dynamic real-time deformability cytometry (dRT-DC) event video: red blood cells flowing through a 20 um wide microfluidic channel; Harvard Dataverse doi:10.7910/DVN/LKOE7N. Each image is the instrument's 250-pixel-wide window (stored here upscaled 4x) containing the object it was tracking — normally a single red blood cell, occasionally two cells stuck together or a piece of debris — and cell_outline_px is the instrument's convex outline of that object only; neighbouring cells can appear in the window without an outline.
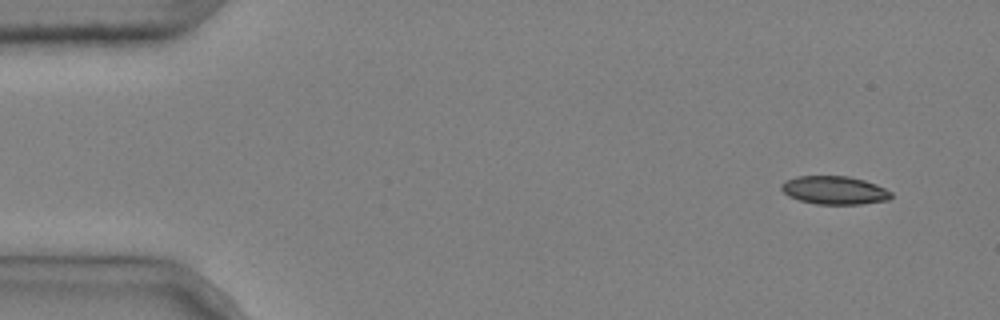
{"species": "common noctule bat (a hibernating species)", "species_latin": "Nyctalus noctula", "temperature_condition": "cold", "stored_images_in_passage": 4, "camera_frame_rate_fps": 3000, "um_per_image_px": 0.085, "animal": {"sex": "male", "body_mass_g": 20.4}, "frame": {"image": 1, "passage_image": 1, "time_ms": 0.0, "image_size_px": [1000, 320], "cell_outline_px": [[892, 196], [888, 200], [860, 204], [816, 204], [800, 200], [788, 196], [780, 188], [780, 184], [796, 176], [848, 176], [864, 180], [876, 184], [892, 192]], "centroid_in_image_um": [70.92, 16.17], "position_along_channel_um": 14.1, "area_um2": 18.03}}
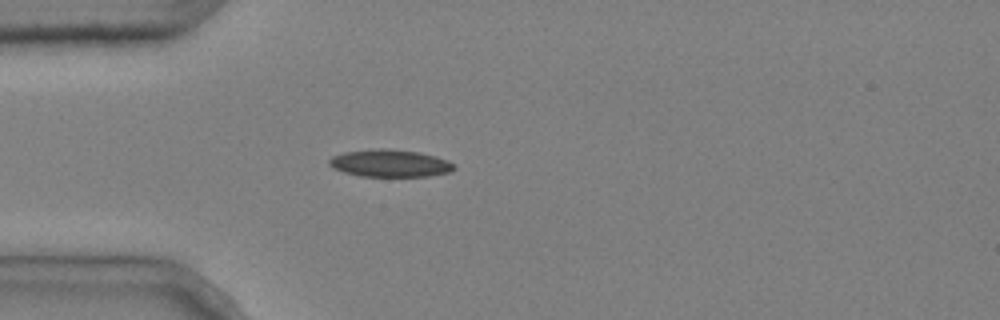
{"frame": {"image": 2, "passage_image": 4, "time_ms": 1.0, "image_size_px": [1000, 320], "cell_outline_px": [[456, 168], [448, 172], [428, 176], [360, 176], [344, 172], [332, 168], [328, 164], [328, 160], [332, 156], [344, 152], [380, 148], [388, 148], [420, 152], [436, 156], [448, 160]], "centroid_in_image_um": [33.12, 13.87], "position_along_channel_um": 51.9, "area_um2": 19.94}}